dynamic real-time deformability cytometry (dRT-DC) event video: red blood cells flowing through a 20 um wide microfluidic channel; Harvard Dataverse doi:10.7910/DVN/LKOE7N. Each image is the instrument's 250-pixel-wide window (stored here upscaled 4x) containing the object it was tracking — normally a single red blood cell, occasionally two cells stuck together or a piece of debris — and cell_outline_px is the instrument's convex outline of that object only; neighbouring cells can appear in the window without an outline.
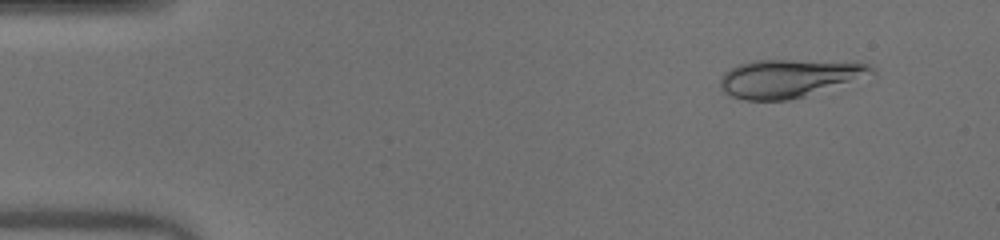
{"species": "human", "species_latin": "Homo sapiens", "temperature_condition": "warm", "stored_images_in_passage": 50, "camera_frame_rate_fps": 3000, "um_per_image_px": 0.085, "donor": {"sex": "male"}, "frame": {"image": 1, "passage_image": 5, "time_ms": 1.333, "image_size_px": [1000, 240], "cell_outline_px": [[876, 72], [804, 96], [788, 100], [744, 100], [732, 96], [724, 92], [720, 88], [720, 80], [724, 72], [740, 64], [752, 60], [856, 60], [872, 64], [876, 68]], "centroid_in_image_um": [67.1, 6.61], "position_along_channel_um": 17.9, "area_um2": 33.76}}
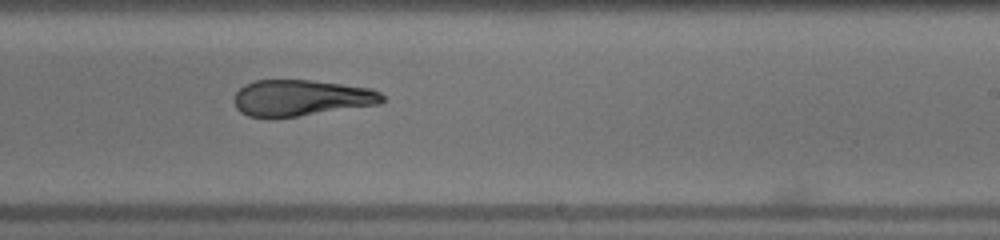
{"frame": {"image": 2, "passage_image": 31, "time_ms": 10.0, "image_size_px": [1000, 240], "cell_outline_px": [[388, 100], [380, 104], [296, 116], [248, 116], [240, 112], [236, 108], [236, 92], [244, 84], [256, 80], [312, 80], [372, 88], [380, 92]], "centroid_in_image_um": [25.66, 8.3], "position_along_channel_um": 263.3, "area_um2": 30.92}}
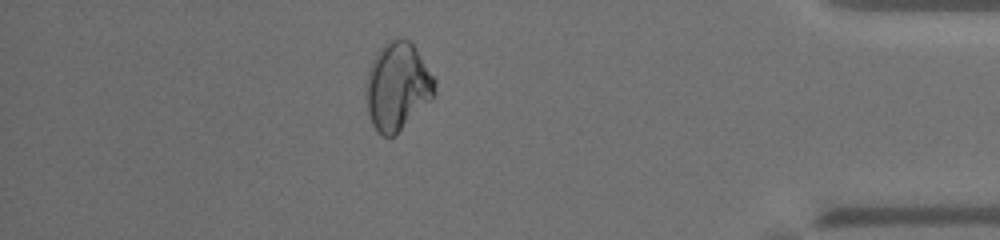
{"frame": {"image": 3, "passage_image": 44, "time_ms": 14.333, "image_size_px": [1000, 240], "cell_outline_px": [[436, 92], [432, 100], [392, 136], [384, 136], [372, 124], [368, 112], [364, 96], [364, 84], [372, 60], [376, 52], [388, 40], [400, 36], [408, 40], [412, 44], [436, 80]], "centroid_in_image_um": [33.76, 7.3], "position_along_channel_um": 401.4, "area_um2": 35.2}, "authors_computed_cell_mechanics": {"area_um2": 33.1194, "velocity_mm_per_s": 4.0742, "shape_relaxation_time_tau1_ms": null, "shape_relaxation_time_tau2_ms": 0.9246, "deformation_change_tau1": null, "deformation_change_tau2": 0.0455}}